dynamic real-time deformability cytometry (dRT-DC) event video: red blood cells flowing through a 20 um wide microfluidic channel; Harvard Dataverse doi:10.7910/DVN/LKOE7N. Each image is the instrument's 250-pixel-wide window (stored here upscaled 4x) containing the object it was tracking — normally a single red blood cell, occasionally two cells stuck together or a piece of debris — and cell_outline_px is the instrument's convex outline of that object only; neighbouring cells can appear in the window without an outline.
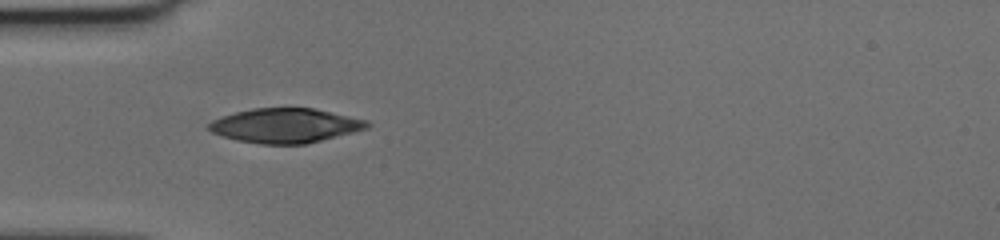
{"species": "human", "species_latin": "Homo sapiens", "temperature_condition": "cold", "stored_images_in_passage": 40, "camera_frame_rate_fps": 3000, "um_per_image_px": 0.085, "donor": {"sex": "female"}, "frame": {"image": 1, "passage_image": 1, "time_ms": 0.0, "image_size_px": [1000, 240], "cell_outline_px": [[372, 124], [368, 128], [304, 144], [256, 144], [236, 140], [212, 132], [208, 128], [208, 124], [212, 120], [236, 112], [252, 108], [316, 108], [368, 120]], "centroid_in_image_um": [24.27, 10.67], "position_along_channel_um": 60.7, "area_um2": 31.67}}
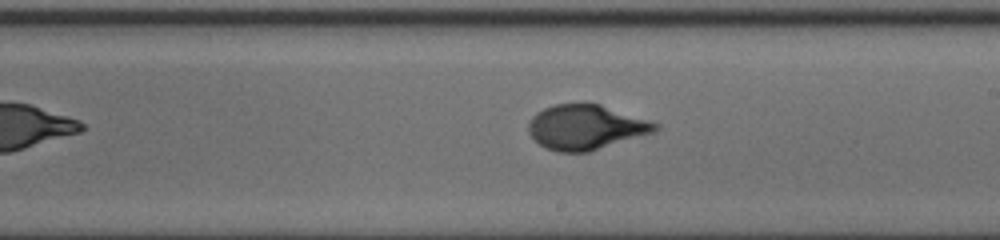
{"frame": {"image": 2, "passage_image": 16, "time_ms": 5.0, "image_size_px": [1000, 240], "cell_outline_px": [[660, 128], [656, 132], [588, 152], [556, 152], [544, 148], [528, 132], [528, 124], [532, 116], [536, 112], [544, 108], [556, 104], [600, 104], [660, 124]], "centroid_in_image_um": [49.8, 10.82], "position_along_channel_um": 239.2, "area_um2": 33.06}}
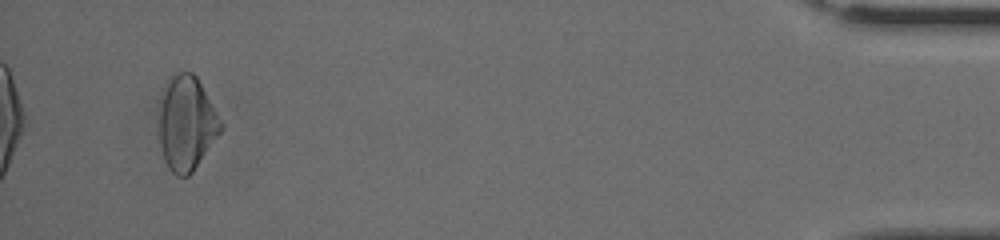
{"frame": {"image": 3, "passage_image": 37, "time_ms": 12.0, "image_size_px": [1000, 240], "cell_outline_px": [[224, 124], [220, 132], [192, 172], [188, 176], [176, 176], [168, 168], [164, 160], [160, 144], [160, 112], [164, 92], [172, 76], [180, 72], [192, 72], [196, 76]], "centroid_in_image_um": [15.88, 10.52], "position_along_channel_um": 419.3, "area_um2": 33.12}, "authors_computed_cell_mechanics": {"area_um2": 32.7148, "velocity_mm_per_s": 3.6418, "shape_relaxation_time_tau1_ms": 4.9626, "shape_relaxation_time_tau2_ms": null, "deformation_change_tau1": 0.2058, "deformation_change_tau2": null}}